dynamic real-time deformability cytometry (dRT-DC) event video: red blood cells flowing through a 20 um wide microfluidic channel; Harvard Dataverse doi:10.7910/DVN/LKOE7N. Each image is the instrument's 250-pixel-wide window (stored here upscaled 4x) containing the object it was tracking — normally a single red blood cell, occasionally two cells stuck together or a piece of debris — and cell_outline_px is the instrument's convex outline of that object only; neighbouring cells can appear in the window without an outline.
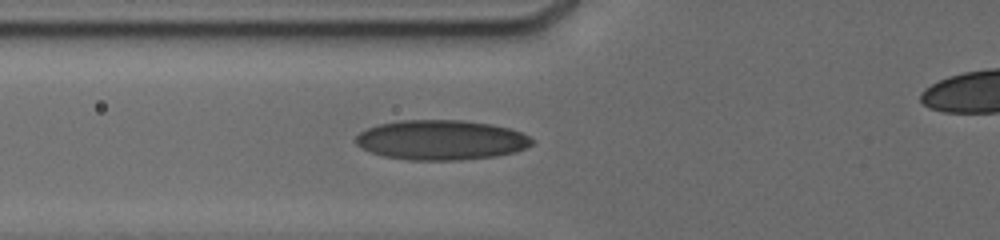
{"species": "human", "species_latin": "Homo sapiens", "temperature_condition": "cold", "stored_images_in_passage": 4, "segment_of_instrument_passage": [1, 2], "camera_frame_rate_fps": 3000, "um_per_image_px": 0.085, "donor": {"sex": "male"}, "frame": {"image": 1, "passage_image": 3, "time_ms": 2.333, "image_size_px": [1000, 240], "cell_outline_px": [[532, 144], [516, 152], [496, 156], [460, 160], [412, 160], [384, 156], [372, 152], [356, 144], [356, 136], [360, 132], [368, 128], [380, 124], [400, 120], [464, 120], [492, 124], [508, 128], [520, 132], [528, 136], [532, 140]], "centroid_in_image_um": [37.51, 11.89], "position_along_channel_um": 88.3, "area_um2": 40.69}}